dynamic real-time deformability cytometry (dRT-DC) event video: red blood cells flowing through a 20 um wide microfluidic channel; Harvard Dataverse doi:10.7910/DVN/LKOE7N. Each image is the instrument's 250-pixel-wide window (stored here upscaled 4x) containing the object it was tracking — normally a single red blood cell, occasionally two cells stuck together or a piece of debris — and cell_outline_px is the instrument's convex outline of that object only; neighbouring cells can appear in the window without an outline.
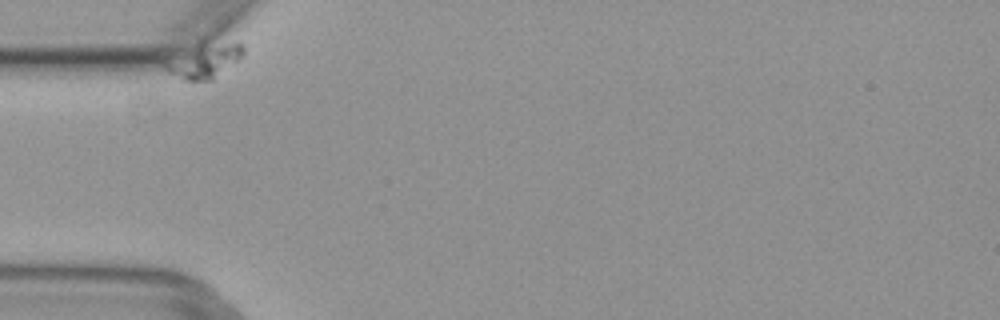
{"species": "common noctule bat (a hibernating species)", "species_latin": "Nyctalus noctula", "temperature_condition": "warm", "stored_images_in_passage": 2, "camera_frame_rate_fps": 3000, "um_per_image_px": 0.085, "animal": {"sex": "female", "body_mass_g": 29.2, "forearm_length_mm": 56.3}, "frame": {"image": 1, "passage_image": 1, "time_ms": 0.0, "image_size_px": [1000, 320], "cell_outline_px": [[244, 56], [240, 60], [212, 80], [184, 80], [168, 72], [160, 64], [200, 36], [204, 36], [244, 44]], "centroid_in_image_um": [17.36, 5.01], "position_along_channel_um": 67.6, "area_um2": 17.69}}